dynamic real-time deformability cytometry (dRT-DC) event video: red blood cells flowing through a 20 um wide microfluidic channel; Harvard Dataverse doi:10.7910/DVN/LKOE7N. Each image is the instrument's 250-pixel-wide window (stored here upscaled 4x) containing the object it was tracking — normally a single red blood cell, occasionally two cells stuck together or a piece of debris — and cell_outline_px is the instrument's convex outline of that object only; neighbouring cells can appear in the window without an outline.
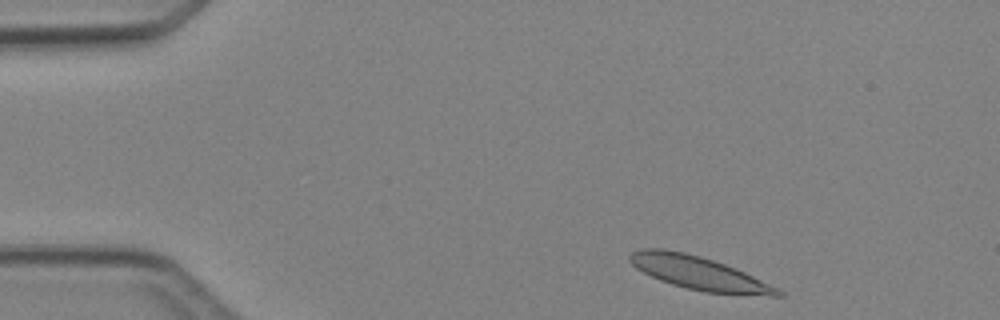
{"species": "Egyptian fruit bat (a non-hibernating species)", "species_latin": "Rousettus aegyptiacus", "temperature_condition": "cold", "stored_images_in_passage": 2, "camera_frame_rate_fps": 3000, "um_per_image_px": 0.085, "animal": {"sex": "female"}, "frame": {"image": 1, "passage_image": 1, "time_ms": 0.0, "image_size_px": [1000, 320], "cell_outline_px": [[784, 296], [768, 296], [704, 292], [672, 284], [660, 280], [636, 268], [628, 260], [628, 256], [632, 252], [640, 248], [664, 248], [684, 252], [700, 256], [736, 268], [780, 288], [784, 292]], "centroid_in_image_um": [59.44, 23.21], "position_along_channel_um": 25.6, "area_um2": 28.78}}